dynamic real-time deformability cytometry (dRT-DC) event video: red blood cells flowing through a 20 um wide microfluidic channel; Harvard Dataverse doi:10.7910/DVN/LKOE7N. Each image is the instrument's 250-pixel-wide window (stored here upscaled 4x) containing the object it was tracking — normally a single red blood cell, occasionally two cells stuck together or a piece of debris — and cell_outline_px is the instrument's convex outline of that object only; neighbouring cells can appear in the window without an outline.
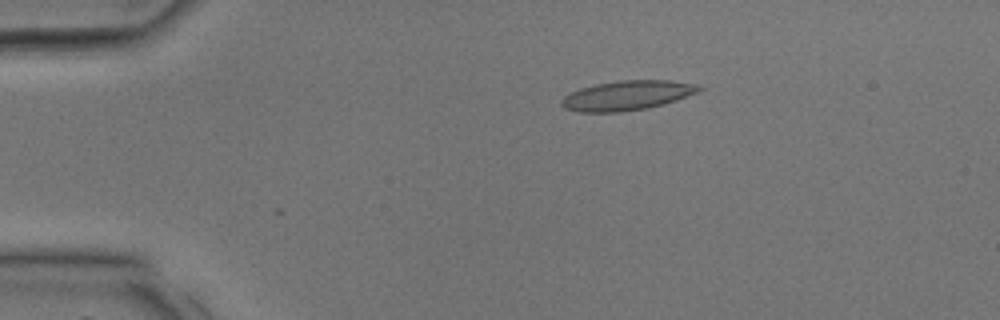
{"species": "common noctule bat (a hibernating species)", "species_latin": "Nyctalus noctula", "temperature_condition": "room temperature", "stored_images_in_passage": 22, "camera_frame_rate_fps": 3000, "um_per_image_px": 0.085, "animal": {"sex": "male", "body_mass_g": 17.9, "forearm_length_mm": 54.2}, "frame": {"image": 1, "passage_image": 1, "time_ms": 0.0, "image_size_px": [1000, 320], "cell_outline_px": [[704, 88], [700, 92], [664, 104], [648, 108], [620, 112], [576, 112], [564, 108], [560, 104], [560, 100], [564, 96], [580, 88], [596, 84], [620, 80], [672, 80], [696, 84]], "centroid_in_image_um": [53.31, 8.11], "position_along_channel_um": 31.7, "area_um2": 23.93}}
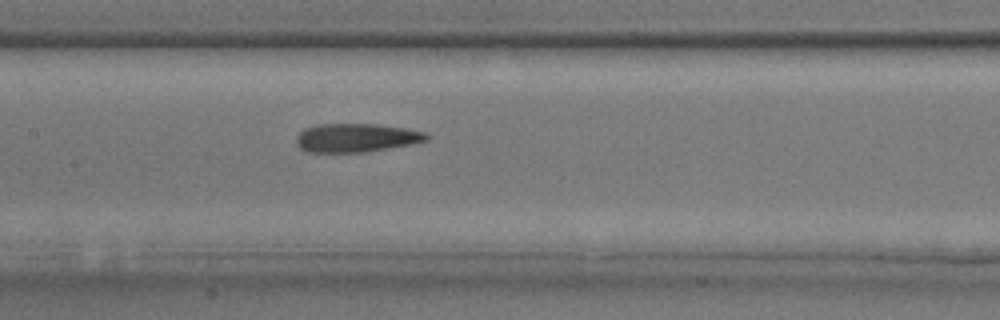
{"frame": {"image": 2, "passage_image": 11, "time_ms": 3.333, "image_size_px": [1000, 320], "cell_outline_px": [[432, 136], [428, 140], [412, 144], [364, 152], [304, 152], [296, 144], [296, 136], [304, 128], [320, 124], [376, 124], [404, 128], [428, 132]], "centroid_in_image_um": [30.3, 11.71], "position_along_channel_um": 177.1, "area_um2": 21.91}}
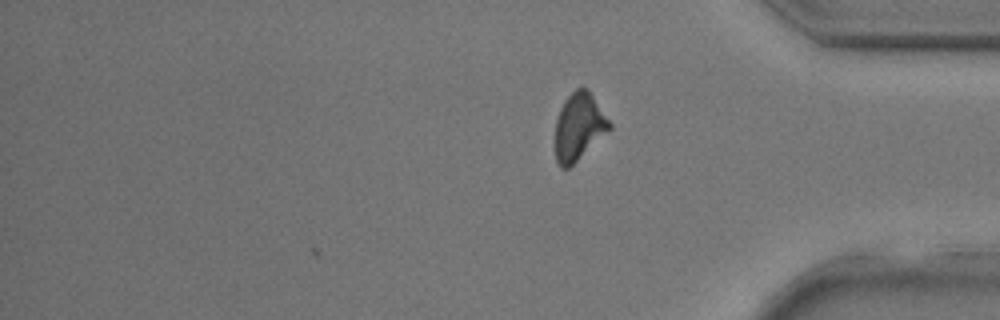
{"frame": {"image": 3, "passage_image": 22, "time_ms": 7.0, "image_size_px": [1000, 320], "cell_outline_px": [[612, 128], [568, 168], [560, 168], [556, 160], [556, 116], [564, 100], [580, 84], [588, 88], [612, 124]], "centroid_in_image_um": [49.21, 10.72], "position_along_channel_um": 386.0, "area_um2": 21.27}}